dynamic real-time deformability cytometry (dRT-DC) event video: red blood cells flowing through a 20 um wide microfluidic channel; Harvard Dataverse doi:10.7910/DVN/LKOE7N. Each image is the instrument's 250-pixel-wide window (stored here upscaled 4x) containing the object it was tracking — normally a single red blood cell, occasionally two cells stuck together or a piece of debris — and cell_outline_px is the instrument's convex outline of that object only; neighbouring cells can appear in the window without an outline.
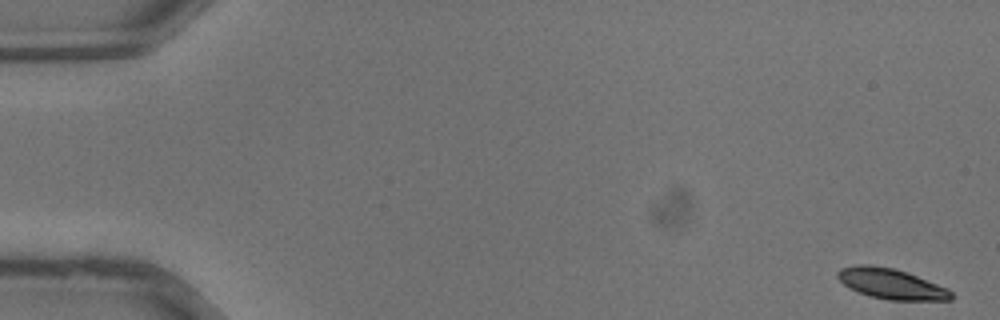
{"species": "common noctule bat (a hibernating species)", "species_latin": "Nyctalus noctula", "temperature_condition": "warm", "stored_images_in_passage": 37, "camera_frame_rate_fps": 3000, "um_per_image_px": 0.085, "animal": {"sex": "male", "body_mass_g": 13.3}, "frame": {"image": 1, "passage_image": 1, "time_ms": 0.0, "image_size_px": [1000, 320], "cell_outline_px": [[956, 296], [952, 300], [888, 300], [872, 296], [860, 292], [844, 284], [836, 276], [836, 272], [840, 268], [856, 264], [872, 264], [896, 268], [908, 272], [948, 288]], "centroid_in_image_um": [75.79, 24.1], "position_along_channel_um": 9.2, "area_um2": 20.35}}
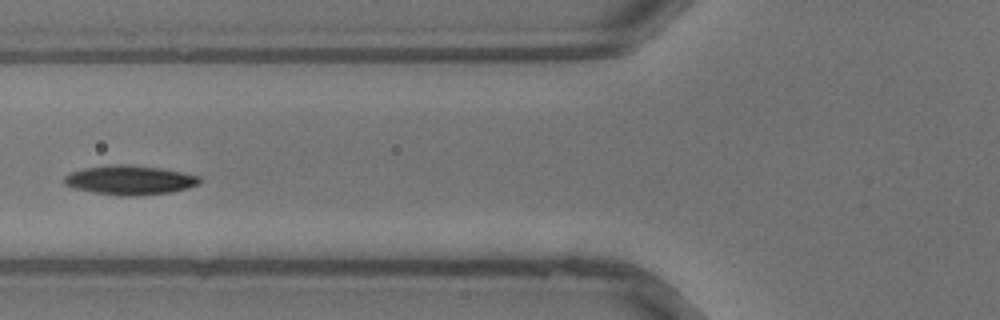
{"frame": {"image": 2, "passage_image": 15, "time_ms": 4.667, "image_size_px": [1000, 320], "cell_outline_px": [[200, 184], [188, 188], [168, 192], [132, 196], [120, 196], [72, 188], [64, 184], [64, 176], [72, 172], [84, 168], [108, 164], [132, 164], [160, 168], [200, 176]], "centroid_in_image_um": [11.01, 15.29], "position_along_channel_um": 114.8, "area_um2": 23.06}}
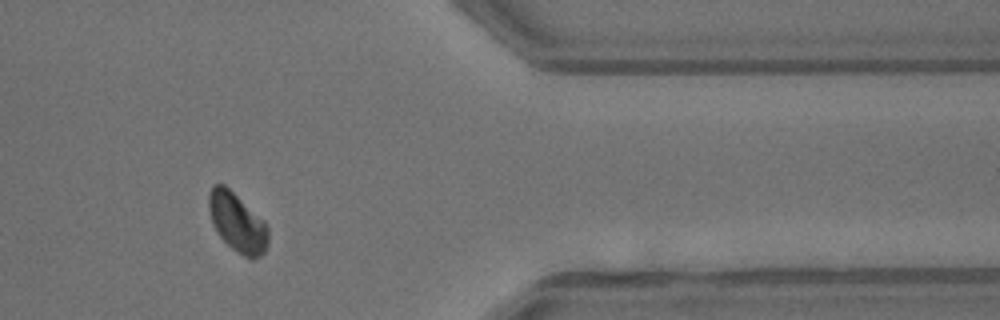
{"frame": {"image": 3, "passage_image": 31, "time_ms": 10.0, "image_size_px": [1000, 320], "cell_outline_px": [[268, 244], [264, 252], [260, 256], [252, 260], [236, 252], [216, 232], [212, 224], [208, 208], [208, 196], [212, 184], [224, 184], [264, 220], [268, 228]], "centroid_in_image_um": [20.16, 18.92], "position_along_channel_um": 391.2, "area_um2": 20.52}}